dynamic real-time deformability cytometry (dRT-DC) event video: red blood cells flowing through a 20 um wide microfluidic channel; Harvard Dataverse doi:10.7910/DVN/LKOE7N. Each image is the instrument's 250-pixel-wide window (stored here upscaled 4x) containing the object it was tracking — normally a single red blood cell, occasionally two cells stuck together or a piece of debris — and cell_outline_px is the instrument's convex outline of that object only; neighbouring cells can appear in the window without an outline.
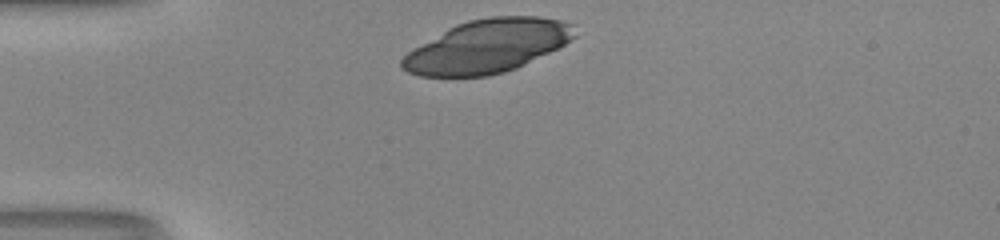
{"species": "human", "species_latin": "Homo sapiens", "temperature_condition": "room temperature", "stored_images_in_passage": 29, "camera_frame_rate_fps": 3000, "um_per_image_px": 0.085, "donor": {"sex": "male"}, "frame": {"image": 1, "passage_image": 1, "time_ms": 0.0, "image_size_px": [1000, 240], "cell_outline_px": [[576, 36], [564, 44], [516, 68], [504, 72], [488, 76], [420, 76], [408, 72], [400, 68], [400, 60], [412, 48], [448, 28], [456, 24], [468, 20], [488, 16], [540, 16], [560, 20], [572, 24]], "centroid_in_image_um": [41.38, 3.92], "position_along_channel_um": 43.6, "area_um2": 53.35}}